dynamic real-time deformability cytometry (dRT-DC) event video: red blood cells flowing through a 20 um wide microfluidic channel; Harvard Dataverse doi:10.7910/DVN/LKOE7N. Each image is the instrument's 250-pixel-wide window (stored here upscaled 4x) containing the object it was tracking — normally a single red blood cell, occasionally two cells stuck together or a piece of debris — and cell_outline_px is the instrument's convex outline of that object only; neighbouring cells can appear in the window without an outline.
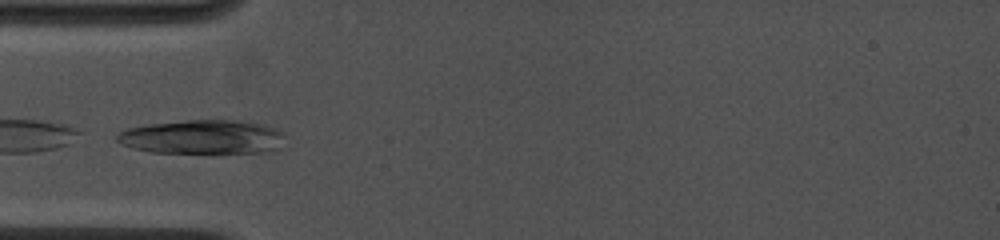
{"species": "common noctule bat (a hibernating species)", "species_latin": "Nyctalus noctula", "temperature_condition": "cold", "stored_images_in_passage": 3, "camera_frame_rate_fps": 4500, "um_per_image_px": 0.085, "animal": {"sex": "female", "body_mass_g": 19.0, "forearm_length_mm": 53.3}, "frame": {"image": 1, "passage_image": 1, "time_ms": 0.0, "image_size_px": [1000, 240], "cell_outline_px": [[284, 136], [280, 148], [260, 152], [152, 152], [132, 148], [120, 144], [116, 140], [116, 136], [120, 132], [128, 128], [148, 124], [184, 120], [240, 120], [264, 124], [276, 128], [284, 132]], "centroid_in_image_um": [17.22, 11.63], "position_along_channel_um": 67.8, "area_um2": 33.35}}